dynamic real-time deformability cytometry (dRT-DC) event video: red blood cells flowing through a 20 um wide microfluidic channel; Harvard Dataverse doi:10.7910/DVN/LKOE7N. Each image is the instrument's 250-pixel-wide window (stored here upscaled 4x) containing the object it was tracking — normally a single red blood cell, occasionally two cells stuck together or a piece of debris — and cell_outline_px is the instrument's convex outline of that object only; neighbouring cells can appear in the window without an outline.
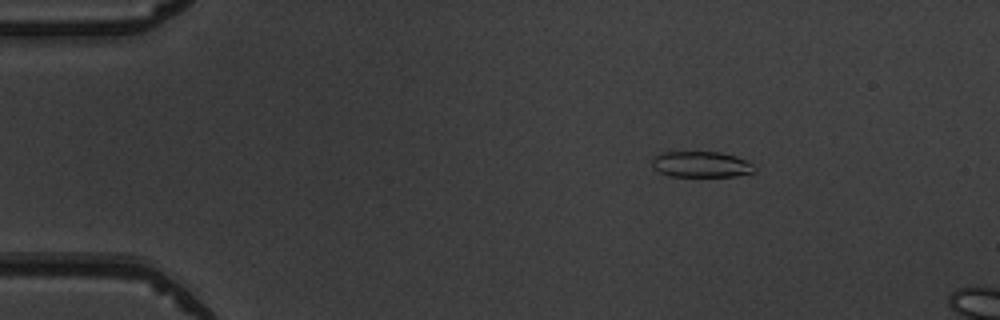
{"species": "common noctule bat (a hibernating species)", "species_latin": "Nyctalus noctula", "temperature_condition": "warm", "stored_images_in_passage": 3, "camera_frame_rate_fps": 3000, "um_per_image_px": 0.085, "animal": {"sex": "male", "body_mass_g": 19.5, "forearm_length_mm": 54.6}, "frame": {"image": 1, "passage_image": 1, "time_ms": 0.0, "image_size_px": [1000, 320], "cell_outline_px": [[756, 172], [736, 176], [668, 176], [660, 172], [652, 164], [652, 156], [660, 152], [720, 152], [736, 156], [752, 164], [756, 168]], "centroid_in_image_um": [59.59, 13.97], "position_along_channel_um": 25.4, "area_um2": 15.49}}